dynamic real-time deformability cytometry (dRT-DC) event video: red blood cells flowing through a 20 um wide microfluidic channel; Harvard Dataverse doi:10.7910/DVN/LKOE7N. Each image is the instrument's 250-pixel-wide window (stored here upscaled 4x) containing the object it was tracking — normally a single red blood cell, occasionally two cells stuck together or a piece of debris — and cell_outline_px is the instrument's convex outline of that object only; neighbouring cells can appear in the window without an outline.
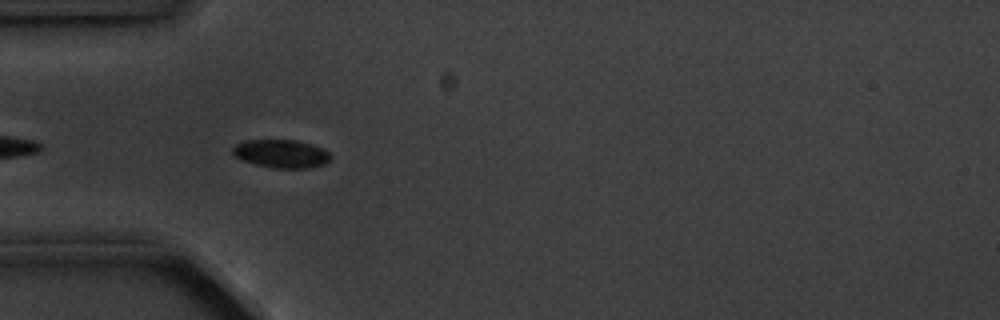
{"species": "common noctule bat (a hibernating species)", "species_latin": "Nyctalus noctula", "temperature_condition": "cold", "stored_images_in_passage": 8, "camera_frame_rate_fps": 3000, "um_per_image_px": 0.085, "animal": {"sex": "male", "body_mass_g": 20.1, "forearm_length_mm": 53.5}, "frame": {"image": 1, "passage_image": 5, "time_ms": 4.333, "image_size_px": [1000, 320], "cell_outline_px": [[332, 156], [324, 164], [308, 168], [272, 168], [240, 160], [232, 152], [232, 148], [236, 144], [248, 140], [296, 140], [312, 144], [324, 148]], "centroid_in_image_um": [23.92, 13.06], "position_along_channel_um": 61.1, "area_um2": 16.13}}